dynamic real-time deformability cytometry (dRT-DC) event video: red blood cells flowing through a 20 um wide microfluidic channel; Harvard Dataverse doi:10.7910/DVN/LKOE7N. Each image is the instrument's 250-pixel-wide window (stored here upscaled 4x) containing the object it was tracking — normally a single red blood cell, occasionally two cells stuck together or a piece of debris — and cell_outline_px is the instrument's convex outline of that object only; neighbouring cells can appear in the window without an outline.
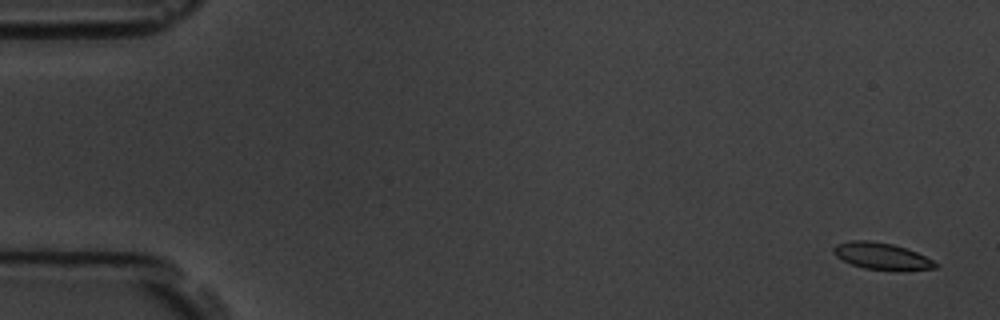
{"species": "common noctule bat (a hibernating species)", "species_latin": "Nyctalus noctula", "temperature_condition": "room temperature", "stored_images_in_passage": 5, "camera_frame_rate_fps": 3000, "um_per_image_px": 0.085, "animal": {"sex": "male", "body_mass_g": 19.5, "forearm_length_mm": 54.6}, "frame": {"image": 1, "passage_image": 1, "time_ms": 0.0, "image_size_px": [1000, 320], "cell_outline_px": [[940, 264], [936, 268], [864, 268], [852, 264], [836, 256], [832, 252], [832, 248], [836, 244], [848, 240], [868, 240], [892, 244], [916, 252]], "centroid_in_image_um": [74.85, 21.71], "position_along_channel_um": 10.2, "area_um2": 15.09}}
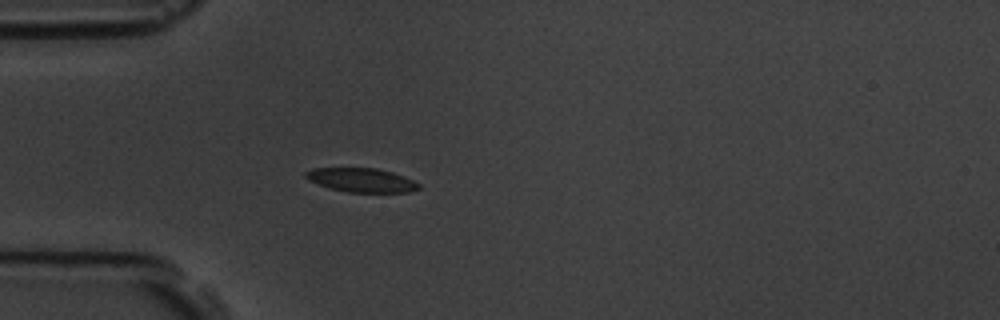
{"frame": {"image": 2, "passage_image": 5, "time_ms": 4.667, "image_size_px": [1000, 320], "cell_outline_px": [[420, 188], [408, 192], [348, 192], [332, 188], [308, 180], [304, 176], [304, 172], [312, 168], [376, 168], [392, 172], [404, 176], [420, 184]], "centroid_in_image_um": [30.72, 15.3], "position_along_channel_um": 54.3, "area_um2": 15.66}}